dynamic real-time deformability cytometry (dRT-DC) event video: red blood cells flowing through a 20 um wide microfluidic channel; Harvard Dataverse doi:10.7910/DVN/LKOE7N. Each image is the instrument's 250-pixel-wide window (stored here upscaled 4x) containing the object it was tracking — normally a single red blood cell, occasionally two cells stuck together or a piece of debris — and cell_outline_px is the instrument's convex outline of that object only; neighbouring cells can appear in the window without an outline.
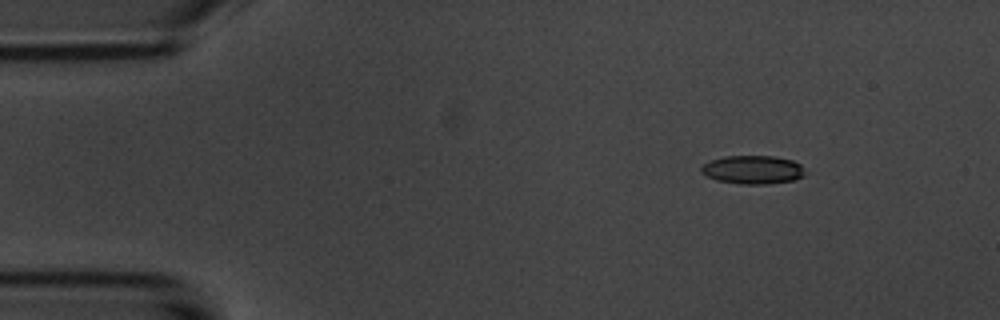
{"species": "common noctule bat (a hibernating species)", "species_latin": "Nyctalus noctula", "temperature_condition": "room temperature", "stored_images_in_passage": 48, "camera_frame_rate_fps": 3000, "um_per_image_px": 0.085, "animal": {"sex": "male", "body_mass_g": 20.1, "forearm_length_mm": 53.5}, "frame": {"image": 1, "passage_image": 1, "time_ms": 0.0, "image_size_px": [1000, 320], "cell_outline_px": [[804, 176], [796, 180], [764, 184], [740, 184], [716, 180], [700, 172], [700, 168], [704, 164], [712, 160], [724, 156], [776, 156], [792, 160], [800, 164], [804, 172]], "centroid_in_image_um": [63.99, 14.43], "position_along_channel_um": 21.0, "area_um2": 17.22}}
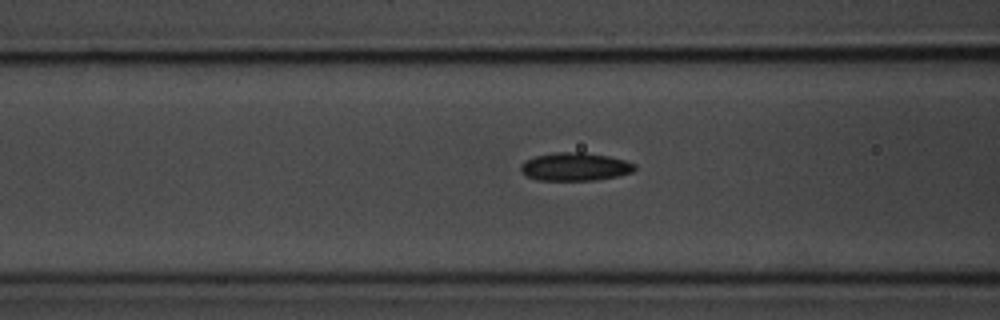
{"frame": {"image": 2, "passage_image": 15, "time_ms": 4.667, "image_size_px": [1000, 320], "cell_outline_px": [[636, 168], [632, 172], [616, 176], [596, 180], [536, 180], [524, 176], [520, 172], [520, 164], [524, 160], [536, 156], [556, 152], [584, 152], [608, 156], [624, 160], [636, 164]], "centroid_in_image_um": [48.82, 14.17], "position_along_channel_um": 117.8, "area_um2": 18.84}}
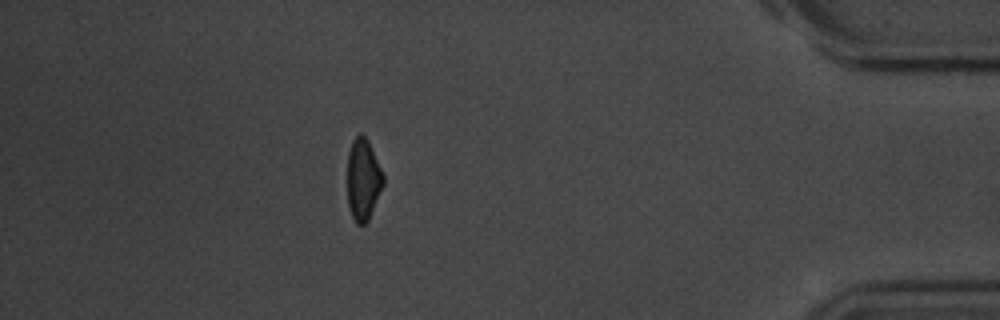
{"frame": {"image": 3, "passage_image": 42, "time_ms": 13.667, "image_size_px": [1000, 320], "cell_outline_px": [[384, 184], [368, 220], [364, 224], [356, 224], [352, 216], [348, 204], [348, 152], [352, 140], [360, 132], [368, 140], [384, 176]], "centroid_in_image_um": [30.86, 15.24], "position_along_channel_um": 404.3, "area_um2": 16.94}, "authors_computed_cell_mechanics": {"area_um2": 17.9469, "velocity_mm_per_s": 3.7002, "shape_relaxation_time_tau1_ms": 3.5017, "shape_relaxation_time_tau2_ms": 4.896, "deformation_change_tau1": 0.0956, "deformation_change_tau2": 0.1112}}